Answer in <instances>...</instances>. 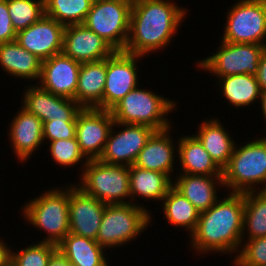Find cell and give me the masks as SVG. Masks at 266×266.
I'll use <instances>...</instances> for the list:
<instances>
[{
  "mask_svg": "<svg viewBox=\"0 0 266 266\" xmlns=\"http://www.w3.org/2000/svg\"><path fill=\"white\" fill-rule=\"evenodd\" d=\"M123 1H126V2H130L131 4L137 2L138 0H123Z\"/></svg>",
  "mask_w": 266,
  "mask_h": 266,
  "instance_id": "7bdbcfd3",
  "label": "cell"
},
{
  "mask_svg": "<svg viewBox=\"0 0 266 266\" xmlns=\"http://www.w3.org/2000/svg\"><path fill=\"white\" fill-rule=\"evenodd\" d=\"M106 204L69 183L70 233L96 241Z\"/></svg>",
  "mask_w": 266,
  "mask_h": 266,
  "instance_id": "2e32d148",
  "label": "cell"
},
{
  "mask_svg": "<svg viewBox=\"0 0 266 266\" xmlns=\"http://www.w3.org/2000/svg\"><path fill=\"white\" fill-rule=\"evenodd\" d=\"M106 59L81 63L75 101L82 108L103 109Z\"/></svg>",
  "mask_w": 266,
  "mask_h": 266,
  "instance_id": "484cf974",
  "label": "cell"
},
{
  "mask_svg": "<svg viewBox=\"0 0 266 266\" xmlns=\"http://www.w3.org/2000/svg\"><path fill=\"white\" fill-rule=\"evenodd\" d=\"M187 7L175 0H138L132 4L125 52L146 57L172 44L179 27L187 20ZM184 19V20H183Z\"/></svg>",
  "mask_w": 266,
  "mask_h": 266,
  "instance_id": "6da1fadb",
  "label": "cell"
},
{
  "mask_svg": "<svg viewBox=\"0 0 266 266\" xmlns=\"http://www.w3.org/2000/svg\"><path fill=\"white\" fill-rule=\"evenodd\" d=\"M11 246L10 266H47L50 257L58 250L57 245L34 241L15 251Z\"/></svg>",
  "mask_w": 266,
  "mask_h": 266,
  "instance_id": "836d02e7",
  "label": "cell"
},
{
  "mask_svg": "<svg viewBox=\"0 0 266 266\" xmlns=\"http://www.w3.org/2000/svg\"><path fill=\"white\" fill-rule=\"evenodd\" d=\"M21 107L36 115L42 122L76 120L82 107L73 99L61 97L42 89L38 84L24 86Z\"/></svg>",
  "mask_w": 266,
  "mask_h": 266,
  "instance_id": "5bb4252c",
  "label": "cell"
},
{
  "mask_svg": "<svg viewBox=\"0 0 266 266\" xmlns=\"http://www.w3.org/2000/svg\"><path fill=\"white\" fill-rule=\"evenodd\" d=\"M260 100V105H257V107L259 106L260 107V111L261 113L260 114H263L262 117H264L263 121L265 122V125H266V90L265 91H261V96L259 98Z\"/></svg>",
  "mask_w": 266,
  "mask_h": 266,
  "instance_id": "60d3db41",
  "label": "cell"
},
{
  "mask_svg": "<svg viewBox=\"0 0 266 266\" xmlns=\"http://www.w3.org/2000/svg\"><path fill=\"white\" fill-rule=\"evenodd\" d=\"M231 264L232 266H266V236L242 239L240 251Z\"/></svg>",
  "mask_w": 266,
  "mask_h": 266,
  "instance_id": "e575fe53",
  "label": "cell"
},
{
  "mask_svg": "<svg viewBox=\"0 0 266 266\" xmlns=\"http://www.w3.org/2000/svg\"><path fill=\"white\" fill-rule=\"evenodd\" d=\"M138 85L119 102L110 112L115 122L137 124L151 127L155 131L164 130L172 126L168 114L178 109L177 101ZM177 106V107H176Z\"/></svg>",
  "mask_w": 266,
  "mask_h": 266,
  "instance_id": "5b68a950",
  "label": "cell"
},
{
  "mask_svg": "<svg viewBox=\"0 0 266 266\" xmlns=\"http://www.w3.org/2000/svg\"><path fill=\"white\" fill-rule=\"evenodd\" d=\"M114 52L106 40L83 24L65 26L62 50L65 56L86 63L106 59Z\"/></svg>",
  "mask_w": 266,
  "mask_h": 266,
  "instance_id": "ffe728a7",
  "label": "cell"
},
{
  "mask_svg": "<svg viewBox=\"0 0 266 266\" xmlns=\"http://www.w3.org/2000/svg\"><path fill=\"white\" fill-rule=\"evenodd\" d=\"M266 236V191L244 193L242 239Z\"/></svg>",
  "mask_w": 266,
  "mask_h": 266,
  "instance_id": "f546056e",
  "label": "cell"
},
{
  "mask_svg": "<svg viewBox=\"0 0 266 266\" xmlns=\"http://www.w3.org/2000/svg\"><path fill=\"white\" fill-rule=\"evenodd\" d=\"M16 33L28 28L45 14L44 0H6Z\"/></svg>",
  "mask_w": 266,
  "mask_h": 266,
  "instance_id": "d6a6232c",
  "label": "cell"
},
{
  "mask_svg": "<svg viewBox=\"0 0 266 266\" xmlns=\"http://www.w3.org/2000/svg\"><path fill=\"white\" fill-rule=\"evenodd\" d=\"M64 266H78V265H76V264H74L72 262L67 261Z\"/></svg>",
  "mask_w": 266,
  "mask_h": 266,
  "instance_id": "b9f144b4",
  "label": "cell"
},
{
  "mask_svg": "<svg viewBox=\"0 0 266 266\" xmlns=\"http://www.w3.org/2000/svg\"><path fill=\"white\" fill-rule=\"evenodd\" d=\"M132 4L123 0H93L83 25L124 51L128 40Z\"/></svg>",
  "mask_w": 266,
  "mask_h": 266,
  "instance_id": "9c48e42d",
  "label": "cell"
},
{
  "mask_svg": "<svg viewBox=\"0 0 266 266\" xmlns=\"http://www.w3.org/2000/svg\"><path fill=\"white\" fill-rule=\"evenodd\" d=\"M215 80L217 81H215V87H218L216 90L221 91L219 94H222V98L226 102L228 101V107L241 108L240 110H242V107L243 109L245 107L251 109L250 106L259 105L261 89L255 75L237 74L216 78Z\"/></svg>",
  "mask_w": 266,
  "mask_h": 266,
  "instance_id": "4316f807",
  "label": "cell"
},
{
  "mask_svg": "<svg viewBox=\"0 0 266 266\" xmlns=\"http://www.w3.org/2000/svg\"><path fill=\"white\" fill-rule=\"evenodd\" d=\"M205 117V120L197 124L198 128L196 129L198 131L194 132L193 135L210 154L215 164L223 170L232 156L236 139L230 135L231 133L228 132L229 130L218 117Z\"/></svg>",
  "mask_w": 266,
  "mask_h": 266,
  "instance_id": "7402d4cb",
  "label": "cell"
},
{
  "mask_svg": "<svg viewBox=\"0 0 266 266\" xmlns=\"http://www.w3.org/2000/svg\"><path fill=\"white\" fill-rule=\"evenodd\" d=\"M244 143L235 144L222 170L226 193L266 191V135Z\"/></svg>",
  "mask_w": 266,
  "mask_h": 266,
  "instance_id": "277c9868",
  "label": "cell"
},
{
  "mask_svg": "<svg viewBox=\"0 0 266 266\" xmlns=\"http://www.w3.org/2000/svg\"><path fill=\"white\" fill-rule=\"evenodd\" d=\"M160 206L161 213L165 215L163 217L168 224L176 228L182 227L181 229H185L189 236L194 232L200 211L173 186L161 201Z\"/></svg>",
  "mask_w": 266,
  "mask_h": 266,
  "instance_id": "f1b7e54d",
  "label": "cell"
},
{
  "mask_svg": "<svg viewBox=\"0 0 266 266\" xmlns=\"http://www.w3.org/2000/svg\"><path fill=\"white\" fill-rule=\"evenodd\" d=\"M44 190L39 196L25 201L20 215L26 225L45 232L44 237L37 241L58 245L70 233L69 183H65L63 187Z\"/></svg>",
  "mask_w": 266,
  "mask_h": 266,
  "instance_id": "3957f363",
  "label": "cell"
},
{
  "mask_svg": "<svg viewBox=\"0 0 266 266\" xmlns=\"http://www.w3.org/2000/svg\"><path fill=\"white\" fill-rule=\"evenodd\" d=\"M76 137V120H50L43 122V140L47 144L59 139Z\"/></svg>",
  "mask_w": 266,
  "mask_h": 266,
  "instance_id": "d590c367",
  "label": "cell"
},
{
  "mask_svg": "<svg viewBox=\"0 0 266 266\" xmlns=\"http://www.w3.org/2000/svg\"><path fill=\"white\" fill-rule=\"evenodd\" d=\"M0 67V70L14 80H25V83L31 81L30 84L36 81L37 84L41 75L42 60L14 40L0 43Z\"/></svg>",
  "mask_w": 266,
  "mask_h": 266,
  "instance_id": "603a6c76",
  "label": "cell"
},
{
  "mask_svg": "<svg viewBox=\"0 0 266 266\" xmlns=\"http://www.w3.org/2000/svg\"><path fill=\"white\" fill-rule=\"evenodd\" d=\"M80 179V180H79ZM78 183L86 194L105 204H128L130 199L129 166L89 160Z\"/></svg>",
  "mask_w": 266,
  "mask_h": 266,
  "instance_id": "52a82bcc",
  "label": "cell"
},
{
  "mask_svg": "<svg viewBox=\"0 0 266 266\" xmlns=\"http://www.w3.org/2000/svg\"><path fill=\"white\" fill-rule=\"evenodd\" d=\"M81 63L63 53L42 61L38 85L54 95L75 100Z\"/></svg>",
  "mask_w": 266,
  "mask_h": 266,
  "instance_id": "d6986e66",
  "label": "cell"
},
{
  "mask_svg": "<svg viewBox=\"0 0 266 266\" xmlns=\"http://www.w3.org/2000/svg\"><path fill=\"white\" fill-rule=\"evenodd\" d=\"M57 249L78 266H110L107 250L90 238L68 233Z\"/></svg>",
  "mask_w": 266,
  "mask_h": 266,
  "instance_id": "83f0119b",
  "label": "cell"
},
{
  "mask_svg": "<svg viewBox=\"0 0 266 266\" xmlns=\"http://www.w3.org/2000/svg\"><path fill=\"white\" fill-rule=\"evenodd\" d=\"M67 258L57 250L49 259L47 266H64L67 262Z\"/></svg>",
  "mask_w": 266,
  "mask_h": 266,
  "instance_id": "ab89813d",
  "label": "cell"
},
{
  "mask_svg": "<svg viewBox=\"0 0 266 266\" xmlns=\"http://www.w3.org/2000/svg\"><path fill=\"white\" fill-rule=\"evenodd\" d=\"M216 52L195 61L197 68L215 78L237 75H256L266 45L229 43L220 40Z\"/></svg>",
  "mask_w": 266,
  "mask_h": 266,
  "instance_id": "30bf717a",
  "label": "cell"
},
{
  "mask_svg": "<svg viewBox=\"0 0 266 266\" xmlns=\"http://www.w3.org/2000/svg\"><path fill=\"white\" fill-rule=\"evenodd\" d=\"M174 124L164 130L154 131L145 146L139 152L135 166L167 174L171 179L177 169L178 136L173 140L171 135ZM176 162V163H175ZM176 165V166H175ZM173 174V175H172Z\"/></svg>",
  "mask_w": 266,
  "mask_h": 266,
  "instance_id": "e0dca14e",
  "label": "cell"
},
{
  "mask_svg": "<svg viewBox=\"0 0 266 266\" xmlns=\"http://www.w3.org/2000/svg\"><path fill=\"white\" fill-rule=\"evenodd\" d=\"M129 184L131 203L145 207L146 205L137 203V199H143L145 202L153 200L154 203L160 201V204L173 186V180L165 173L131 165L129 166Z\"/></svg>",
  "mask_w": 266,
  "mask_h": 266,
  "instance_id": "cb8c5ba5",
  "label": "cell"
},
{
  "mask_svg": "<svg viewBox=\"0 0 266 266\" xmlns=\"http://www.w3.org/2000/svg\"><path fill=\"white\" fill-rule=\"evenodd\" d=\"M145 57L115 51L106 58L103 110H110L126 94L140 85L139 64Z\"/></svg>",
  "mask_w": 266,
  "mask_h": 266,
  "instance_id": "8fae6325",
  "label": "cell"
},
{
  "mask_svg": "<svg viewBox=\"0 0 266 266\" xmlns=\"http://www.w3.org/2000/svg\"><path fill=\"white\" fill-rule=\"evenodd\" d=\"M154 131L145 125L124 124L114 121L104 150L98 160L108 164L134 165L139 152Z\"/></svg>",
  "mask_w": 266,
  "mask_h": 266,
  "instance_id": "7c38bea8",
  "label": "cell"
},
{
  "mask_svg": "<svg viewBox=\"0 0 266 266\" xmlns=\"http://www.w3.org/2000/svg\"><path fill=\"white\" fill-rule=\"evenodd\" d=\"M227 194L221 196L211 208L200 212L196 229L189 236L187 245L198 257L217 253L233 257L232 262L240 251L244 193Z\"/></svg>",
  "mask_w": 266,
  "mask_h": 266,
  "instance_id": "7a4b0ae2",
  "label": "cell"
},
{
  "mask_svg": "<svg viewBox=\"0 0 266 266\" xmlns=\"http://www.w3.org/2000/svg\"><path fill=\"white\" fill-rule=\"evenodd\" d=\"M6 0H0V43L11 42L16 39Z\"/></svg>",
  "mask_w": 266,
  "mask_h": 266,
  "instance_id": "8d00e7d4",
  "label": "cell"
},
{
  "mask_svg": "<svg viewBox=\"0 0 266 266\" xmlns=\"http://www.w3.org/2000/svg\"><path fill=\"white\" fill-rule=\"evenodd\" d=\"M48 145V151L52 157V161H54L56 165L58 164L65 169L75 166L78 167L80 165L81 171L79 168V173L80 175L82 174L89 160L81 152L76 137L72 139L50 141Z\"/></svg>",
  "mask_w": 266,
  "mask_h": 266,
  "instance_id": "1f68e13d",
  "label": "cell"
},
{
  "mask_svg": "<svg viewBox=\"0 0 266 266\" xmlns=\"http://www.w3.org/2000/svg\"><path fill=\"white\" fill-rule=\"evenodd\" d=\"M0 237V266H10L11 260V248L9 247L8 243L5 242V239Z\"/></svg>",
  "mask_w": 266,
  "mask_h": 266,
  "instance_id": "f35d334b",
  "label": "cell"
},
{
  "mask_svg": "<svg viewBox=\"0 0 266 266\" xmlns=\"http://www.w3.org/2000/svg\"><path fill=\"white\" fill-rule=\"evenodd\" d=\"M230 7L220 40L266 45V0H235Z\"/></svg>",
  "mask_w": 266,
  "mask_h": 266,
  "instance_id": "ba28073f",
  "label": "cell"
},
{
  "mask_svg": "<svg viewBox=\"0 0 266 266\" xmlns=\"http://www.w3.org/2000/svg\"><path fill=\"white\" fill-rule=\"evenodd\" d=\"M114 118L110 110L82 108L76 115V138L81 152L88 160L100 158Z\"/></svg>",
  "mask_w": 266,
  "mask_h": 266,
  "instance_id": "4fadbf2b",
  "label": "cell"
},
{
  "mask_svg": "<svg viewBox=\"0 0 266 266\" xmlns=\"http://www.w3.org/2000/svg\"><path fill=\"white\" fill-rule=\"evenodd\" d=\"M261 91L266 90V48L263 51L255 75Z\"/></svg>",
  "mask_w": 266,
  "mask_h": 266,
  "instance_id": "74e56055",
  "label": "cell"
},
{
  "mask_svg": "<svg viewBox=\"0 0 266 266\" xmlns=\"http://www.w3.org/2000/svg\"><path fill=\"white\" fill-rule=\"evenodd\" d=\"M174 177L173 187L200 212L211 208L221 197L218 192L225 189L222 176L176 174Z\"/></svg>",
  "mask_w": 266,
  "mask_h": 266,
  "instance_id": "44dd1931",
  "label": "cell"
},
{
  "mask_svg": "<svg viewBox=\"0 0 266 266\" xmlns=\"http://www.w3.org/2000/svg\"><path fill=\"white\" fill-rule=\"evenodd\" d=\"M65 26L45 14L16 34V42L44 61L62 53Z\"/></svg>",
  "mask_w": 266,
  "mask_h": 266,
  "instance_id": "9a60e30c",
  "label": "cell"
},
{
  "mask_svg": "<svg viewBox=\"0 0 266 266\" xmlns=\"http://www.w3.org/2000/svg\"><path fill=\"white\" fill-rule=\"evenodd\" d=\"M150 210L133 203L106 204L96 241L106 250L131 244L152 226L154 218Z\"/></svg>",
  "mask_w": 266,
  "mask_h": 266,
  "instance_id": "8992f818",
  "label": "cell"
},
{
  "mask_svg": "<svg viewBox=\"0 0 266 266\" xmlns=\"http://www.w3.org/2000/svg\"><path fill=\"white\" fill-rule=\"evenodd\" d=\"M177 162L181 168L176 174L222 176V170L212 160L200 141L192 134L178 136Z\"/></svg>",
  "mask_w": 266,
  "mask_h": 266,
  "instance_id": "d4e9b609",
  "label": "cell"
},
{
  "mask_svg": "<svg viewBox=\"0 0 266 266\" xmlns=\"http://www.w3.org/2000/svg\"><path fill=\"white\" fill-rule=\"evenodd\" d=\"M93 0H44L45 15L64 26L83 24Z\"/></svg>",
  "mask_w": 266,
  "mask_h": 266,
  "instance_id": "4dcf8cb0",
  "label": "cell"
},
{
  "mask_svg": "<svg viewBox=\"0 0 266 266\" xmlns=\"http://www.w3.org/2000/svg\"><path fill=\"white\" fill-rule=\"evenodd\" d=\"M17 109V113L14 114V118L8 125L9 139L7 140L11 145L13 155L20 164H23L30 160L31 155H36L35 152L47 144L43 140V122L23 107Z\"/></svg>",
  "mask_w": 266,
  "mask_h": 266,
  "instance_id": "ac0fdd59",
  "label": "cell"
}]
</instances>
